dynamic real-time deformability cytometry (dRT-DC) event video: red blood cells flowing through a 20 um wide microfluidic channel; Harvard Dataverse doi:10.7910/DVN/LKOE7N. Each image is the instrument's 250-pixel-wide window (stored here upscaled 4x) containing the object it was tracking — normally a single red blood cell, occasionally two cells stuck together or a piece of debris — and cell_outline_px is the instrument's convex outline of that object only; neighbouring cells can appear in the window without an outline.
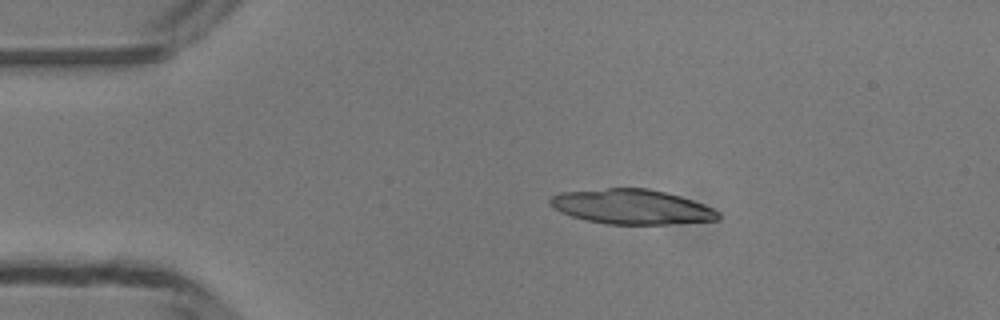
{"species": "common noctule bat (a hibernating species)", "species_latin": "Nyctalus noctula", "temperature_condition": "room temperature", "stored_images_in_passage": 8, "camera_frame_rate_fps": 3000, "um_per_image_px": 0.085, "animal": {"sex": "male", "body_mass_g": 13.3}, "frame": {"image": 1, "passage_image": 1, "time_ms": 0.0, "image_size_px": [1000, 320], "cell_outline_px": [[720, 220], [668, 224], [608, 224], [588, 220], [572, 216], [560, 212], [548, 204], [548, 200], [552, 196], [560, 192], [608, 188], [648, 188], [680, 196], [704, 204], [720, 212]], "centroid_in_image_um": [53.7, 17.57], "position_along_channel_um": 31.3, "area_um2": 34.1}}